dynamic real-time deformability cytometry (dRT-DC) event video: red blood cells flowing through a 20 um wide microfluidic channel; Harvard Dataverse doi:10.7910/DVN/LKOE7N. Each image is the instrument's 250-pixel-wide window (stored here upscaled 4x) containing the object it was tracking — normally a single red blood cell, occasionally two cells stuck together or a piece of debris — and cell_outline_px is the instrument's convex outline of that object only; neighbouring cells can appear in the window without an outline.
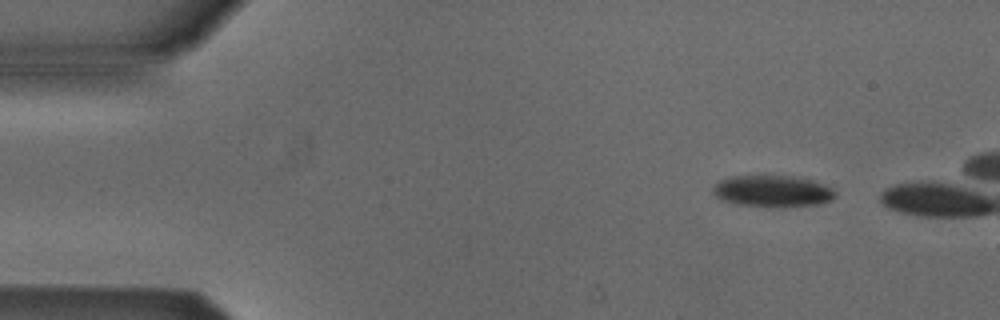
{"species": "Egyptian fruit bat (a non-hibernating species)", "species_latin": "Rousettus aegyptiacus", "temperature_condition": "cold", "stored_images_in_passage": 3, "segment_of_instrument_passage": [2, 2], "camera_frame_rate_fps": 3000, "um_per_image_px": 0.085, "animal": {"sex": "male"}, "frame": {"image": 1, "passage_image": 3, "time_ms": 3.333, "image_size_px": [1000, 320], "cell_outline_px": [[836, 196], [832, 200], [820, 204], [736, 204], [720, 200], [712, 192], [712, 188], [720, 180], [732, 176], [792, 176], [812, 180], [832, 188], [836, 192]], "centroid_in_image_um": [65.65, 16.2], "position_along_channel_um": 19.4, "area_um2": 21.56}}